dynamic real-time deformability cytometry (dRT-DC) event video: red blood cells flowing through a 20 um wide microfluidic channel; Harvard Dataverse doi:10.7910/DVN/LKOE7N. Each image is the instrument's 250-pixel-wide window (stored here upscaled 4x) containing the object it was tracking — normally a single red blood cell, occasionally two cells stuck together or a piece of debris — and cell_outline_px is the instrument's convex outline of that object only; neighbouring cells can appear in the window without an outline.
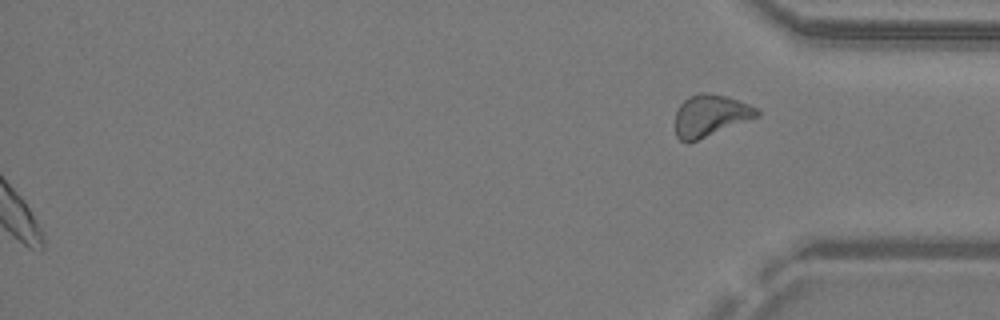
{"species": "common noctule bat (a hibernating species)", "species_latin": "Nyctalus noctula", "temperature_condition": "warm", "stored_images_in_passage": 34, "segment_of_instrument_passage": [2, 2], "camera_frame_rate_fps": 3000, "um_per_image_px": 0.085, "animal": {"sex": "male", "body_mass_g": 19.2, "forearm_length_mm": 51.8}, "frame": {"image": 1, "passage_image": 34, "time_ms": 11.0, "image_size_px": [1000, 320], "cell_outline_px": [[760, 116], [696, 140], [680, 140], [676, 136], [676, 112], [680, 104], [684, 100], [696, 92], [704, 92], [728, 96], [748, 104], [756, 108], [760, 112]], "centroid_in_image_um": [60.39, 9.78], "position_along_channel_um": 374.8, "area_um2": 19.59}}